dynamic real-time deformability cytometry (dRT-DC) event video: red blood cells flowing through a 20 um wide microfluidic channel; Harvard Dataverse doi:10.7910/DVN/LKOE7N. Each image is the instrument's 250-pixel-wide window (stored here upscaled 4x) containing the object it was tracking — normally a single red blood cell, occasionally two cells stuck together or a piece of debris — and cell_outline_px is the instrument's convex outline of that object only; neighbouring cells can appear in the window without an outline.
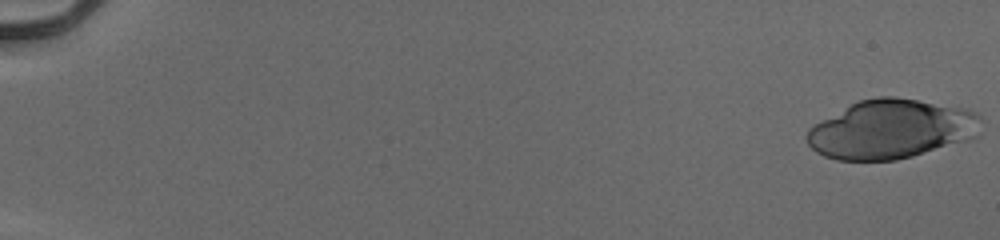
{"species": "human", "species_latin": "Homo sapiens", "temperature_condition": "cold", "stored_images_in_passage": 54, "camera_frame_rate_fps": 3000, "um_per_image_px": 0.085, "donor": {"sex": "male"}, "frame": {"image": 1, "passage_image": 1, "time_ms": 0.0, "image_size_px": [1000, 240], "cell_outline_px": [[980, 136], [976, 140], [896, 160], [836, 160], [824, 156], [816, 152], [808, 144], [804, 136], [808, 128], [812, 124], [860, 100], [876, 96], [892, 96], [968, 108], [976, 112], [980, 116]], "centroid_in_image_um": [75.81, 10.99], "position_along_channel_um": 9.2, "area_um2": 60.86}}